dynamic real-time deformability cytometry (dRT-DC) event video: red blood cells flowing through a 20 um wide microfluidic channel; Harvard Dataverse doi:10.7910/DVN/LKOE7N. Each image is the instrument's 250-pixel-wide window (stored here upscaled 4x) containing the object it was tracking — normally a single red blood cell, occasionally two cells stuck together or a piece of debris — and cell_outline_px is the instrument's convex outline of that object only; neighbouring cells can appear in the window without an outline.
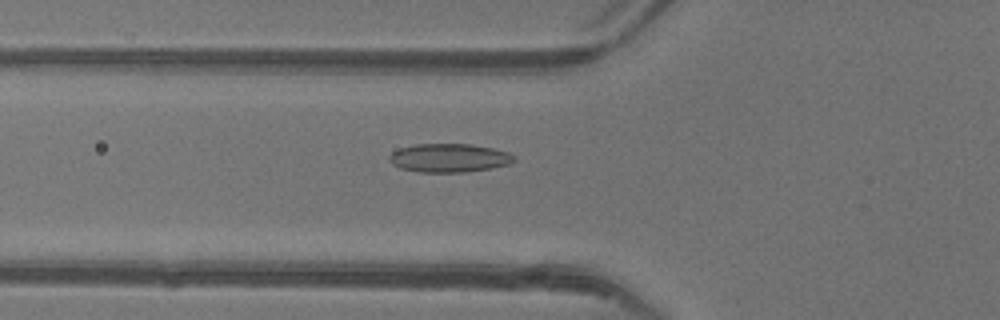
{"species": "common noctule bat (a hibernating species)", "species_latin": "Nyctalus noctula", "temperature_condition": "warm", "stored_images_in_passage": 19, "camera_frame_rate_fps": 3000, "um_per_image_px": 0.085, "animal": {"sex": "female"}, "frame": {"image": 1, "passage_image": 2, "time_ms": 0.333, "image_size_px": [1000, 320], "cell_outline_px": [[516, 160], [508, 164], [492, 168], [464, 172], [420, 172], [400, 168], [392, 164], [388, 160], [388, 156], [392, 152], [400, 148], [416, 144], [472, 144], [492, 148], [508, 152], [516, 156]], "centroid_in_image_um": [38.17, 13.42], "position_along_channel_um": 87.6, "area_um2": 20.87}}
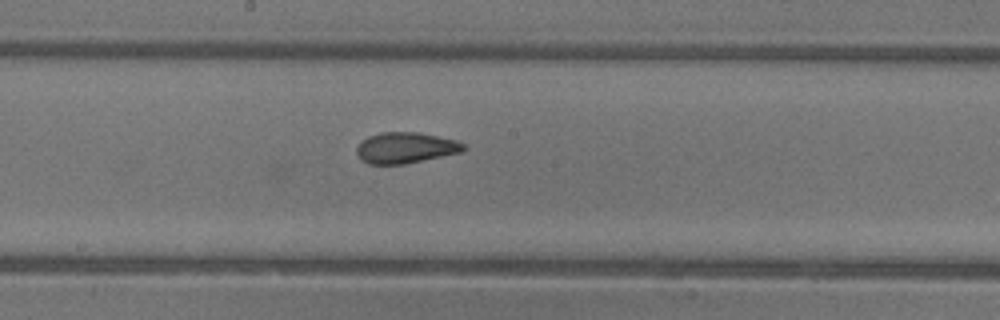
{"frame": {"image": 2, "passage_image": 11, "time_ms": 3.333, "image_size_px": [1000, 320], "cell_outline_px": [[464, 152], [404, 164], [368, 164], [360, 160], [356, 152], [356, 148], [360, 140], [368, 136], [380, 132], [420, 132], [456, 140], [464, 144]], "centroid_in_image_um": [34.44, 12.56], "position_along_channel_um": 213.8, "area_um2": 19.54}}
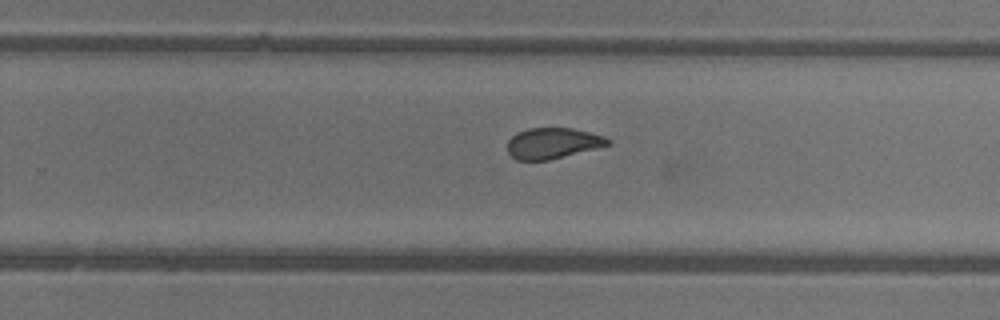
{"frame": {"image": 3, "passage_image": 16, "time_ms": 5.0, "image_size_px": [1000, 320], "cell_outline_px": [[612, 144], [548, 160], [516, 160], [508, 152], [508, 140], [512, 136], [528, 128], [572, 128], [604, 136], [612, 140]], "centroid_in_image_um": [47.0, 12.17], "position_along_channel_um": 282.8, "area_um2": 17.86}}